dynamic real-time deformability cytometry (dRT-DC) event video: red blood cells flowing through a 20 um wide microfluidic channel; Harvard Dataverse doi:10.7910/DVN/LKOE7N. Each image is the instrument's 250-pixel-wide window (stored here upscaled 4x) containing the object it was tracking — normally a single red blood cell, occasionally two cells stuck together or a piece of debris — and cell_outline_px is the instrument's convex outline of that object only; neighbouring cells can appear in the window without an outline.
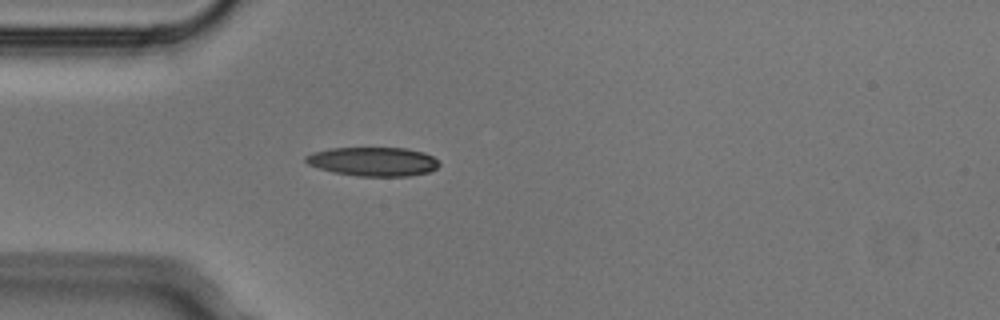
{"species": "Egyptian fruit bat (a non-hibernating species)", "species_latin": "Rousettus aegyptiacus", "temperature_condition": "cold", "stored_images_in_passage": 4, "camera_frame_rate_fps": 3000, "um_per_image_px": 0.085, "animal": {"sex": "male"}, "frame": {"image": 1, "passage_image": 4, "time_ms": 1.0, "image_size_px": [1000, 320], "cell_outline_px": [[440, 164], [436, 168], [428, 172], [408, 176], [356, 176], [332, 172], [308, 164], [304, 160], [304, 156], [312, 152], [328, 148], [408, 148], [424, 152], [432, 156]], "centroid_in_image_um": [31.69, 13.73], "position_along_channel_um": 53.3, "area_um2": 22.6}}